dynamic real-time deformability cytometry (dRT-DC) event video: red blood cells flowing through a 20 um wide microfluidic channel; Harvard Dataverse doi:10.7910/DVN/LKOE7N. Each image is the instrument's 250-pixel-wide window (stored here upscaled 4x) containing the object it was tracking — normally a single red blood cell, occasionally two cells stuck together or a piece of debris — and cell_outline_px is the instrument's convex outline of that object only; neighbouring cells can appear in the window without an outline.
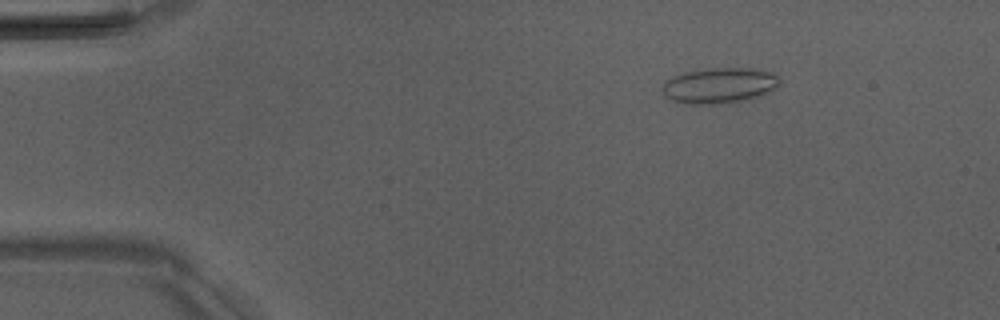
{"species": "Egyptian fruit bat (a non-hibernating species)", "species_latin": "Rousettus aegyptiacus", "temperature_condition": "room temperature", "stored_images_in_passage": 5, "camera_frame_rate_fps": 3000, "um_per_image_px": 0.085, "animal": {"sex": "male"}, "frame": {"image": 1, "passage_image": 3, "time_ms": 2.333, "image_size_px": [1000, 320], "cell_outline_px": [[780, 84], [776, 88], [760, 96], [748, 100], [720, 104], [684, 104], [672, 100], [664, 96], [660, 88], [664, 80], [672, 76], [684, 72], [708, 68], [752, 68], [776, 72], [780, 76]], "centroid_in_image_um": [61.15, 7.26], "position_along_channel_um": 23.9, "area_um2": 25.09}}